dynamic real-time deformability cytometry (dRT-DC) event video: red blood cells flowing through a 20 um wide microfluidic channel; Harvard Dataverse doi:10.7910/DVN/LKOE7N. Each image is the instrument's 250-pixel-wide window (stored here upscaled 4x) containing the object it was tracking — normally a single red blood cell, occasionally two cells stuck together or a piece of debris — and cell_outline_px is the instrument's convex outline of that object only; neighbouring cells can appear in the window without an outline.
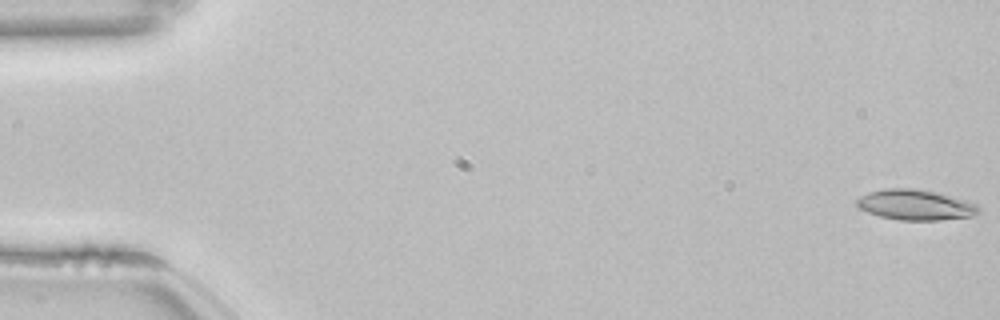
{"species": "common noctule bat (a hibernating species)", "species_latin": "Nyctalus noctula", "temperature_condition": "room temperature", "stored_images_in_passage": 55, "camera_frame_rate_fps": 3000, "um_per_image_px": 0.085, "animal": {"sex": "female", "body_mass_g": 22.7, "forearm_length_mm": 54.2}, "frame": {"image": 1, "passage_image": 1, "time_ms": 0.0, "image_size_px": [1000, 320], "cell_outline_px": [[980, 212], [972, 216], [940, 220], [900, 220], [880, 216], [868, 212], [860, 208], [856, 204], [856, 200], [860, 196], [868, 192], [884, 188], [912, 188], [936, 192], [968, 200], [976, 204], [980, 208]], "centroid_in_image_um": [77.83, 17.4], "position_along_channel_um": 7.2, "area_um2": 21.68}}
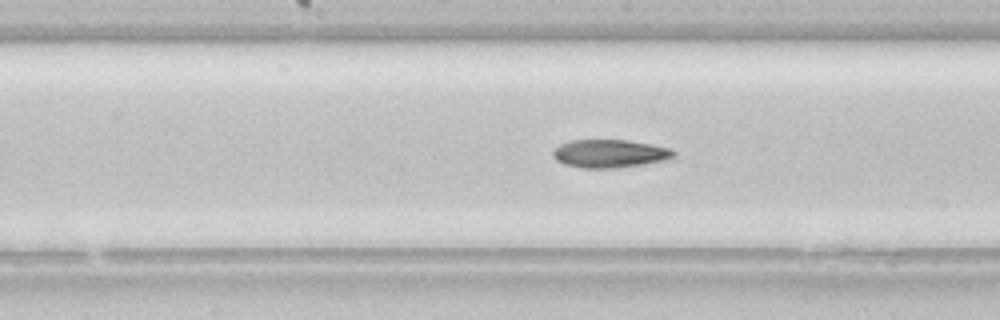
{"frame": {"image": 2, "passage_image": 28, "time_ms": 9.0, "image_size_px": [1000, 320], "cell_outline_px": [[676, 156], [664, 160], [640, 164], [612, 168], [584, 168], [564, 164], [556, 160], [552, 156], [552, 152], [560, 144], [572, 140], [628, 140], [652, 144], [672, 148], [676, 152]], "centroid_in_image_um": [51.83, 13.04], "position_along_channel_um": 196.4, "area_um2": 19.71}}
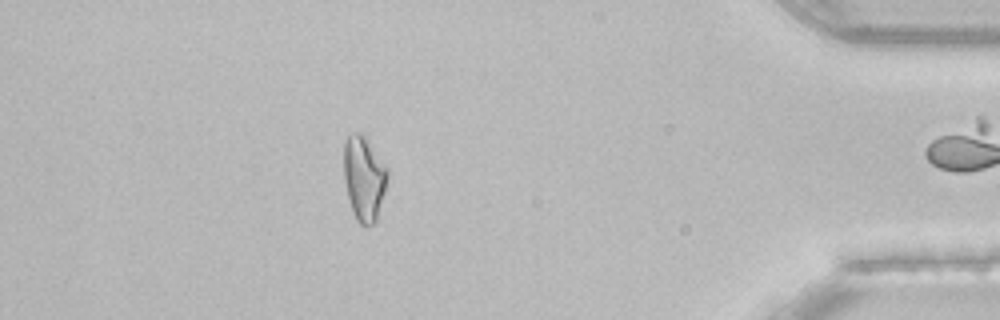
{"frame": {"image": 3, "passage_image": 48, "time_ms": 15.667, "image_size_px": [1000, 320], "cell_outline_px": [[388, 180], [376, 220], [372, 224], [360, 224], [356, 220], [352, 212], [348, 200], [344, 180], [344, 144], [348, 136], [356, 132], [360, 132], [368, 140], [388, 168]], "centroid_in_image_um": [30.94, 15.15], "position_along_channel_um": 404.3, "area_um2": 21.56}, "authors_computed_cell_mechanics": {"area_um2": 20.4612, "velocity_mm_per_s": 3.8353, "shape_relaxation_time_tau1_ms": 5.9386, "shape_relaxation_time_tau2_ms": 7.5604, "deformation_change_tau1": 0.1784, "deformation_change_tau2": 0.1875}}